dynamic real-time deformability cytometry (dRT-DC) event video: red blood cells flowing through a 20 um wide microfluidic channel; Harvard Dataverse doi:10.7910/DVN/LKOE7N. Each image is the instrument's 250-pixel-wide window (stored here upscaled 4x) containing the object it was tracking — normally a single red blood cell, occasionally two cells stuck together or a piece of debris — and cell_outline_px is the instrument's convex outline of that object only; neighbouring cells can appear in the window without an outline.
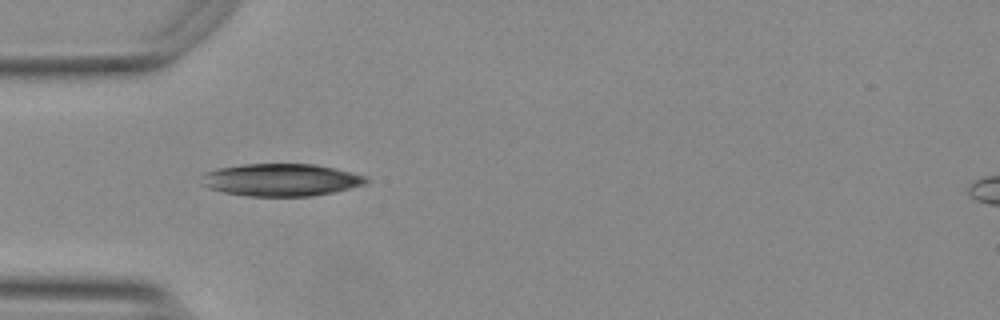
{"species": "Egyptian fruit bat (a non-hibernating species)", "species_latin": "Rousettus aegyptiacus", "temperature_condition": "warm", "stored_images_in_passage": 39, "camera_frame_rate_fps": 3000, "um_per_image_px": 0.085, "animal": {"sex": "female"}, "frame": {"image": 1, "passage_image": 1, "time_ms": 0.0, "image_size_px": [1000, 320], "cell_outline_px": [[368, 180], [364, 184], [332, 192], [312, 196], [248, 196], [224, 192], [208, 188], [200, 184], [200, 176], [204, 172], [216, 168], [240, 164], [312, 164], [332, 168], [364, 176]], "centroid_in_image_um": [23.75, 15.29], "position_along_channel_um": 61.2, "area_um2": 30.98}}
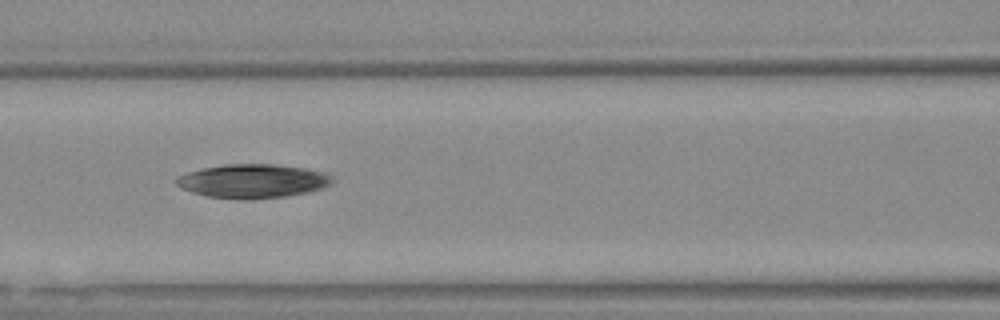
{"frame": {"image": 2, "passage_image": 8, "time_ms": 2.333, "image_size_px": [1000, 320], "cell_outline_px": [[332, 180], [328, 184], [320, 188], [308, 192], [284, 196], [252, 200], [240, 200], [208, 196], [192, 192], [180, 188], [176, 184], [176, 176], [188, 172], [204, 168], [224, 164], [272, 164], [304, 168], [320, 172], [332, 176]], "centroid_in_image_um": [21.41, 15.4], "position_along_channel_um": 145.2, "area_um2": 30.58}}
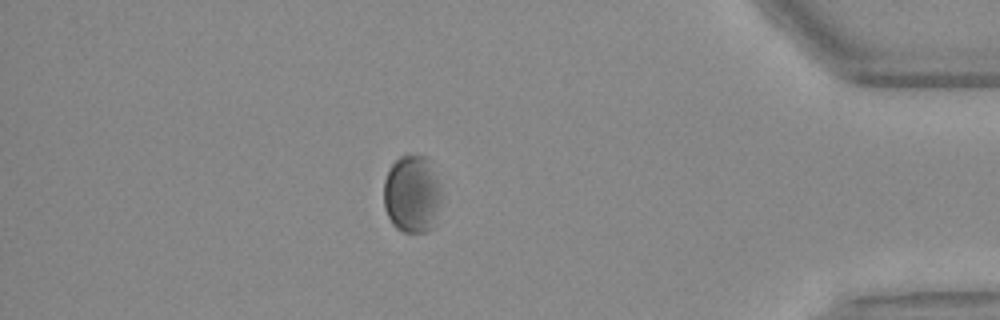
{"frame": {"image": 3, "passage_image": 32, "time_ms": 10.333, "image_size_px": [1000, 320], "cell_outline_px": [[444, 200], [432, 228], [424, 232], [400, 232], [392, 224], [384, 208], [384, 180], [392, 164], [400, 156], [412, 152], [428, 156], [432, 160], [444, 192]], "centroid_in_image_um": [35.1, 16.44], "position_along_channel_um": 400.1, "area_um2": 27.57}, "authors_computed_cell_mechanics": {"area_um2": 29.5936, "velocity_mm_per_s": 3.67, "shape_relaxation_time_tau1_ms": 8.607, "shape_relaxation_time_tau2_ms": 7.9489, "deformation_change_tau1": 0.1566, "deformation_change_tau2": 0.0668}}